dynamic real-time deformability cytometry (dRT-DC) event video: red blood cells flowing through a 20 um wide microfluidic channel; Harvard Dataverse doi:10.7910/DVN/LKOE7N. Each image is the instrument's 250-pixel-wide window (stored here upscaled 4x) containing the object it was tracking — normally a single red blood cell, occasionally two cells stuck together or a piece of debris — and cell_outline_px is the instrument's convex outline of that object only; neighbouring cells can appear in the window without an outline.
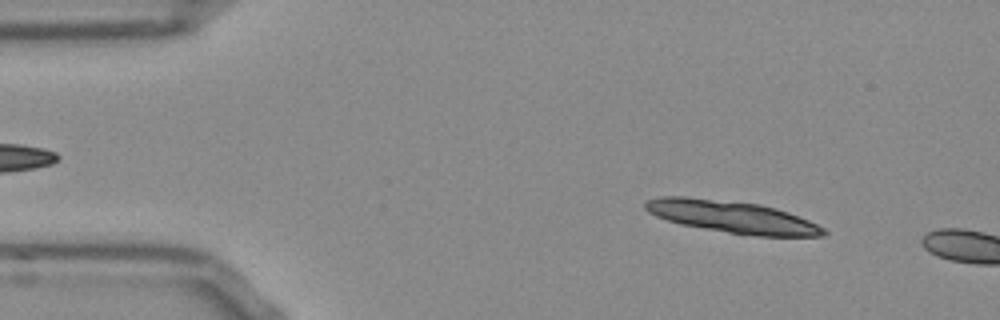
{"species": "Egyptian fruit bat (a non-hibernating species)", "species_latin": "Rousettus aegyptiacus", "temperature_condition": "room temperature", "stored_images_in_passage": 14, "camera_frame_rate_fps": 3000, "um_per_image_px": 0.085, "frame": {"image": 1, "passage_image": 5, "time_ms": 1.333, "image_size_px": [1000, 320], "cell_outline_px": [[828, 232], [824, 236], [756, 236], [728, 232], [680, 224], [656, 216], [648, 212], [644, 208], [644, 204], [648, 200], [660, 196], [688, 196], [760, 204], [776, 208], [788, 212], [808, 220], [824, 228]], "centroid_in_image_um": [62.22, 18.42], "position_along_channel_um": 22.8, "area_um2": 33.23}}